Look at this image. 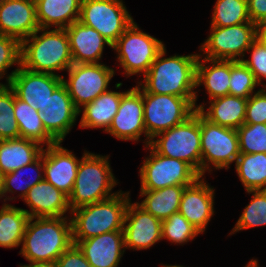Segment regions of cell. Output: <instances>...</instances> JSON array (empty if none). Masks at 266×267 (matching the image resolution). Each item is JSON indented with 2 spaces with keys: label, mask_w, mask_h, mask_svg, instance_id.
<instances>
[{
  "label": "cell",
  "mask_w": 266,
  "mask_h": 267,
  "mask_svg": "<svg viewBox=\"0 0 266 267\" xmlns=\"http://www.w3.org/2000/svg\"><path fill=\"white\" fill-rule=\"evenodd\" d=\"M164 47L161 40L144 33L134 21L112 45L127 76L143 72L145 75Z\"/></svg>",
  "instance_id": "ba28073f"
},
{
  "label": "cell",
  "mask_w": 266,
  "mask_h": 267,
  "mask_svg": "<svg viewBox=\"0 0 266 267\" xmlns=\"http://www.w3.org/2000/svg\"><path fill=\"white\" fill-rule=\"evenodd\" d=\"M252 50L250 60H241L253 73L258 85L266 78V45L256 39L247 51Z\"/></svg>",
  "instance_id": "b9f144b4"
},
{
  "label": "cell",
  "mask_w": 266,
  "mask_h": 267,
  "mask_svg": "<svg viewBox=\"0 0 266 267\" xmlns=\"http://www.w3.org/2000/svg\"><path fill=\"white\" fill-rule=\"evenodd\" d=\"M245 267H256V259L250 260L248 265H246Z\"/></svg>",
  "instance_id": "c3c4849f"
},
{
  "label": "cell",
  "mask_w": 266,
  "mask_h": 267,
  "mask_svg": "<svg viewBox=\"0 0 266 267\" xmlns=\"http://www.w3.org/2000/svg\"><path fill=\"white\" fill-rule=\"evenodd\" d=\"M39 28L35 0H4L0 4V35L21 43Z\"/></svg>",
  "instance_id": "ac0fdd59"
},
{
  "label": "cell",
  "mask_w": 266,
  "mask_h": 267,
  "mask_svg": "<svg viewBox=\"0 0 266 267\" xmlns=\"http://www.w3.org/2000/svg\"><path fill=\"white\" fill-rule=\"evenodd\" d=\"M36 219L35 221H33ZM20 254L29 262H56L72 244V223L67 217H30Z\"/></svg>",
  "instance_id": "7a4b0ae2"
},
{
  "label": "cell",
  "mask_w": 266,
  "mask_h": 267,
  "mask_svg": "<svg viewBox=\"0 0 266 267\" xmlns=\"http://www.w3.org/2000/svg\"><path fill=\"white\" fill-rule=\"evenodd\" d=\"M247 98L225 95L210 100V106L205 111L204 105H196V110L209 122L238 129L244 124Z\"/></svg>",
  "instance_id": "cb8c5ba5"
},
{
  "label": "cell",
  "mask_w": 266,
  "mask_h": 267,
  "mask_svg": "<svg viewBox=\"0 0 266 267\" xmlns=\"http://www.w3.org/2000/svg\"><path fill=\"white\" fill-rule=\"evenodd\" d=\"M245 124H266V89L250 96L246 104Z\"/></svg>",
  "instance_id": "60d3db41"
},
{
  "label": "cell",
  "mask_w": 266,
  "mask_h": 267,
  "mask_svg": "<svg viewBox=\"0 0 266 267\" xmlns=\"http://www.w3.org/2000/svg\"><path fill=\"white\" fill-rule=\"evenodd\" d=\"M200 132L201 177L206 170L211 171V164L215 169H229L240 155L237 130L211 123L200 114Z\"/></svg>",
  "instance_id": "9c48e42d"
},
{
  "label": "cell",
  "mask_w": 266,
  "mask_h": 267,
  "mask_svg": "<svg viewBox=\"0 0 266 267\" xmlns=\"http://www.w3.org/2000/svg\"><path fill=\"white\" fill-rule=\"evenodd\" d=\"M43 149L44 179L66 195L73 191L80 160L56 142Z\"/></svg>",
  "instance_id": "d6986e66"
},
{
  "label": "cell",
  "mask_w": 266,
  "mask_h": 267,
  "mask_svg": "<svg viewBox=\"0 0 266 267\" xmlns=\"http://www.w3.org/2000/svg\"><path fill=\"white\" fill-rule=\"evenodd\" d=\"M107 133L125 141H139L144 133L147 138L146 146L149 145L151 139L146 135L144 124L143 89L139 85L122 95L117 114Z\"/></svg>",
  "instance_id": "9a60e30c"
},
{
  "label": "cell",
  "mask_w": 266,
  "mask_h": 267,
  "mask_svg": "<svg viewBox=\"0 0 266 267\" xmlns=\"http://www.w3.org/2000/svg\"><path fill=\"white\" fill-rule=\"evenodd\" d=\"M92 267H118L124 253L122 230L103 233L84 240H72Z\"/></svg>",
  "instance_id": "44dd1931"
},
{
  "label": "cell",
  "mask_w": 266,
  "mask_h": 267,
  "mask_svg": "<svg viewBox=\"0 0 266 267\" xmlns=\"http://www.w3.org/2000/svg\"><path fill=\"white\" fill-rule=\"evenodd\" d=\"M14 98L15 92L9 85L0 86V140L19 137Z\"/></svg>",
  "instance_id": "e575fe53"
},
{
  "label": "cell",
  "mask_w": 266,
  "mask_h": 267,
  "mask_svg": "<svg viewBox=\"0 0 266 267\" xmlns=\"http://www.w3.org/2000/svg\"><path fill=\"white\" fill-rule=\"evenodd\" d=\"M56 263L58 267H92L76 244H72L65 250Z\"/></svg>",
  "instance_id": "7bdbcfd3"
},
{
  "label": "cell",
  "mask_w": 266,
  "mask_h": 267,
  "mask_svg": "<svg viewBox=\"0 0 266 267\" xmlns=\"http://www.w3.org/2000/svg\"><path fill=\"white\" fill-rule=\"evenodd\" d=\"M235 162L246 191L266 190V153H240Z\"/></svg>",
  "instance_id": "1f68e13d"
},
{
  "label": "cell",
  "mask_w": 266,
  "mask_h": 267,
  "mask_svg": "<svg viewBox=\"0 0 266 267\" xmlns=\"http://www.w3.org/2000/svg\"><path fill=\"white\" fill-rule=\"evenodd\" d=\"M21 43L14 37L0 35V79L14 64L20 65ZM3 75V76H2ZM5 85L1 84L0 86Z\"/></svg>",
  "instance_id": "ab89813d"
},
{
  "label": "cell",
  "mask_w": 266,
  "mask_h": 267,
  "mask_svg": "<svg viewBox=\"0 0 266 267\" xmlns=\"http://www.w3.org/2000/svg\"><path fill=\"white\" fill-rule=\"evenodd\" d=\"M15 118L19 128V137L34 140L46 146L56 141L46 132L43 122L39 118V111L26 102L19 99L16 94L14 98Z\"/></svg>",
  "instance_id": "f546056e"
},
{
  "label": "cell",
  "mask_w": 266,
  "mask_h": 267,
  "mask_svg": "<svg viewBox=\"0 0 266 267\" xmlns=\"http://www.w3.org/2000/svg\"><path fill=\"white\" fill-rule=\"evenodd\" d=\"M185 187L176 185L157 190H141L140 196H146V198L137 204L146 212L163 221L178 212Z\"/></svg>",
  "instance_id": "f1b7e54d"
},
{
  "label": "cell",
  "mask_w": 266,
  "mask_h": 267,
  "mask_svg": "<svg viewBox=\"0 0 266 267\" xmlns=\"http://www.w3.org/2000/svg\"><path fill=\"white\" fill-rule=\"evenodd\" d=\"M251 22L247 0H217L211 26L228 27Z\"/></svg>",
  "instance_id": "d6a6232c"
},
{
  "label": "cell",
  "mask_w": 266,
  "mask_h": 267,
  "mask_svg": "<svg viewBox=\"0 0 266 267\" xmlns=\"http://www.w3.org/2000/svg\"><path fill=\"white\" fill-rule=\"evenodd\" d=\"M248 14L256 25L266 19V0H247Z\"/></svg>",
  "instance_id": "ee69618b"
},
{
  "label": "cell",
  "mask_w": 266,
  "mask_h": 267,
  "mask_svg": "<svg viewBox=\"0 0 266 267\" xmlns=\"http://www.w3.org/2000/svg\"><path fill=\"white\" fill-rule=\"evenodd\" d=\"M6 80L19 99L42 112L49 96L63 82V76L34 72L19 65Z\"/></svg>",
  "instance_id": "5bb4252c"
},
{
  "label": "cell",
  "mask_w": 266,
  "mask_h": 267,
  "mask_svg": "<svg viewBox=\"0 0 266 267\" xmlns=\"http://www.w3.org/2000/svg\"><path fill=\"white\" fill-rule=\"evenodd\" d=\"M129 201V192L124 193L120 190L109 199L71 210L72 240H84L103 233L123 230Z\"/></svg>",
  "instance_id": "277c9868"
},
{
  "label": "cell",
  "mask_w": 266,
  "mask_h": 267,
  "mask_svg": "<svg viewBox=\"0 0 266 267\" xmlns=\"http://www.w3.org/2000/svg\"><path fill=\"white\" fill-rule=\"evenodd\" d=\"M198 56L196 67V87L204 84L210 100L229 95L230 60H213ZM200 60V61H199ZM206 62L211 66H206Z\"/></svg>",
  "instance_id": "83f0119b"
},
{
  "label": "cell",
  "mask_w": 266,
  "mask_h": 267,
  "mask_svg": "<svg viewBox=\"0 0 266 267\" xmlns=\"http://www.w3.org/2000/svg\"><path fill=\"white\" fill-rule=\"evenodd\" d=\"M124 93L108 90L85 104L79 127L104 128L103 130L107 132L117 114Z\"/></svg>",
  "instance_id": "4316f807"
},
{
  "label": "cell",
  "mask_w": 266,
  "mask_h": 267,
  "mask_svg": "<svg viewBox=\"0 0 266 267\" xmlns=\"http://www.w3.org/2000/svg\"><path fill=\"white\" fill-rule=\"evenodd\" d=\"M157 136L161 138L155 140ZM149 146L160 155L188 163L201 176L200 113L196 110L184 122L155 135Z\"/></svg>",
  "instance_id": "8992f818"
},
{
  "label": "cell",
  "mask_w": 266,
  "mask_h": 267,
  "mask_svg": "<svg viewBox=\"0 0 266 267\" xmlns=\"http://www.w3.org/2000/svg\"><path fill=\"white\" fill-rule=\"evenodd\" d=\"M20 60L23 68L34 72L58 75L55 71L68 70L73 59L66 29L39 28L21 42Z\"/></svg>",
  "instance_id": "3957f363"
},
{
  "label": "cell",
  "mask_w": 266,
  "mask_h": 267,
  "mask_svg": "<svg viewBox=\"0 0 266 267\" xmlns=\"http://www.w3.org/2000/svg\"><path fill=\"white\" fill-rule=\"evenodd\" d=\"M195 98L146 93L143 90L144 124L146 135H155L184 122L195 111Z\"/></svg>",
  "instance_id": "52a82bcc"
},
{
  "label": "cell",
  "mask_w": 266,
  "mask_h": 267,
  "mask_svg": "<svg viewBox=\"0 0 266 267\" xmlns=\"http://www.w3.org/2000/svg\"><path fill=\"white\" fill-rule=\"evenodd\" d=\"M162 267H183V266H179V265H162Z\"/></svg>",
  "instance_id": "681fc988"
},
{
  "label": "cell",
  "mask_w": 266,
  "mask_h": 267,
  "mask_svg": "<svg viewBox=\"0 0 266 267\" xmlns=\"http://www.w3.org/2000/svg\"><path fill=\"white\" fill-rule=\"evenodd\" d=\"M78 115L79 110L74 106L63 82L49 96L45 109L39 112V118L43 122L46 132L56 142H63Z\"/></svg>",
  "instance_id": "2e32d148"
},
{
  "label": "cell",
  "mask_w": 266,
  "mask_h": 267,
  "mask_svg": "<svg viewBox=\"0 0 266 267\" xmlns=\"http://www.w3.org/2000/svg\"><path fill=\"white\" fill-rule=\"evenodd\" d=\"M229 95L249 98L258 86L250 69L242 61L230 60Z\"/></svg>",
  "instance_id": "74e56055"
},
{
  "label": "cell",
  "mask_w": 266,
  "mask_h": 267,
  "mask_svg": "<svg viewBox=\"0 0 266 267\" xmlns=\"http://www.w3.org/2000/svg\"><path fill=\"white\" fill-rule=\"evenodd\" d=\"M164 47L144 75V83L139 86L152 94L174 95L184 98H195L196 109V67L199 54L187 56L174 55L164 58Z\"/></svg>",
  "instance_id": "6da1fadb"
},
{
  "label": "cell",
  "mask_w": 266,
  "mask_h": 267,
  "mask_svg": "<svg viewBox=\"0 0 266 267\" xmlns=\"http://www.w3.org/2000/svg\"><path fill=\"white\" fill-rule=\"evenodd\" d=\"M247 193H253V198L245 207L230 235L240 230L266 225V190Z\"/></svg>",
  "instance_id": "d590c367"
},
{
  "label": "cell",
  "mask_w": 266,
  "mask_h": 267,
  "mask_svg": "<svg viewBox=\"0 0 266 267\" xmlns=\"http://www.w3.org/2000/svg\"><path fill=\"white\" fill-rule=\"evenodd\" d=\"M28 169L29 170L33 169L34 171L36 170L35 171L37 172L35 175L36 177H34V179L30 178L31 179L30 180L29 179L30 175H29L28 177H26V179L28 180L26 182H23L22 184L21 178L24 177V174L26 173V171H28ZM41 172H43V150L41 155L32 163L25 165L19 169H16L13 172L4 174L2 197L5 196L7 192L14 193L13 188H16V190L21 191L19 196L22 197V199H24V197L28 193V190L44 179V175H41L42 174Z\"/></svg>",
  "instance_id": "836d02e7"
},
{
  "label": "cell",
  "mask_w": 266,
  "mask_h": 267,
  "mask_svg": "<svg viewBox=\"0 0 266 267\" xmlns=\"http://www.w3.org/2000/svg\"><path fill=\"white\" fill-rule=\"evenodd\" d=\"M108 156L85 152L80 160L69 206L73 210L116 195L110 193L117 184L108 161Z\"/></svg>",
  "instance_id": "5b68a950"
},
{
  "label": "cell",
  "mask_w": 266,
  "mask_h": 267,
  "mask_svg": "<svg viewBox=\"0 0 266 267\" xmlns=\"http://www.w3.org/2000/svg\"><path fill=\"white\" fill-rule=\"evenodd\" d=\"M29 218L24 209L3 204L0 209V247L13 248L21 245Z\"/></svg>",
  "instance_id": "4dcf8cb0"
},
{
  "label": "cell",
  "mask_w": 266,
  "mask_h": 267,
  "mask_svg": "<svg viewBox=\"0 0 266 267\" xmlns=\"http://www.w3.org/2000/svg\"><path fill=\"white\" fill-rule=\"evenodd\" d=\"M129 201L124 218L125 249H147L162 240V221L146 212L137 202ZM127 224V225H126Z\"/></svg>",
  "instance_id": "e0dca14e"
},
{
  "label": "cell",
  "mask_w": 266,
  "mask_h": 267,
  "mask_svg": "<svg viewBox=\"0 0 266 267\" xmlns=\"http://www.w3.org/2000/svg\"><path fill=\"white\" fill-rule=\"evenodd\" d=\"M213 198V188L199 177L193 184L185 187L178 212L203 233L214 214Z\"/></svg>",
  "instance_id": "ffe728a7"
},
{
  "label": "cell",
  "mask_w": 266,
  "mask_h": 267,
  "mask_svg": "<svg viewBox=\"0 0 266 267\" xmlns=\"http://www.w3.org/2000/svg\"><path fill=\"white\" fill-rule=\"evenodd\" d=\"M162 239L172 243H185L201 234L180 212L172 214L162 221Z\"/></svg>",
  "instance_id": "8d00e7d4"
},
{
  "label": "cell",
  "mask_w": 266,
  "mask_h": 267,
  "mask_svg": "<svg viewBox=\"0 0 266 267\" xmlns=\"http://www.w3.org/2000/svg\"><path fill=\"white\" fill-rule=\"evenodd\" d=\"M240 153H266V124H243L237 129Z\"/></svg>",
  "instance_id": "f35d334b"
},
{
  "label": "cell",
  "mask_w": 266,
  "mask_h": 267,
  "mask_svg": "<svg viewBox=\"0 0 266 267\" xmlns=\"http://www.w3.org/2000/svg\"><path fill=\"white\" fill-rule=\"evenodd\" d=\"M20 267H58L56 262H30L29 265H22Z\"/></svg>",
  "instance_id": "bcb514c9"
},
{
  "label": "cell",
  "mask_w": 266,
  "mask_h": 267,
  "mask_svg": "<svg viewBox=\"0 0 266 267\" xmlns=\"http://www.w3.org/2000/svg\"><path fill=\"white\" fill-rule=\"evenodd\" d=\"M73 63H99L105 44L111 43L92 27L79 20L66 28Z\"/></svg>",
  "instance_id": "603a6c76"
},
{
  "label": "cell",
  "mask_w": 266,
  "mask_h": 267,
  "mask_svg": "<svg viewBox=\"0 0 266 267\" xmlns=\"http://www.w3.org/2000/svg\"><path fill=\"white\" fill-rule=\"evenodd\" d=\"M4 174L0 170V199L2 198Z\"/></svg>",
  "instance_id": "7dc6e473"
},
{
  "label": "cell",
  "mask_w": 266,
  "mask_h": 267,
  "mask_svg": "<svg viewBox=\"0 0 266 267\" xmlns=\"http://www.w3.org/2000/svg\"><path fill=\"white\" fill-rule=\"evenodd\" d=\"M40 145L22 137L0 140L1 172L7 174L35 161L43 150Z\"/></svg>",
  "instance_id": "484cf974"
},
{
  "label": "cell",
  "mask_w": 266,
  "mask_h": 267,
  "mask_svg": "<svg viewBox=\"0 0 266 267\" xmlns=\"http://www.w3.org/2000/svg\"><path fill=\"white\" fill-rule=\"evenodd\" d=\"M79 21L113 45L134 20L122 0H82Z\"/></svg>",
  "instance_id": "8fae6325"
},
{
  "label": "cell",
  "mask_w": 266,
  "mask_h": 267,
  "mask_svg": "<svg viewBox=\"0 0 266 267\" xmlns=\"http://www.w3.org/2000/svg\"><path fill=\"white\" fill-rule=\"evenodd\" d=\"M150 155L139 170L140 190H157L165 187L193 184L201 177L188 163L156 153L149 145Z\"/></svg>",
  "instance_id": "30bf717a"
},
{
  "label": "cell",
  "mask_w": 266,
  "mask_h": 267,
  "mask_svg": "<svg viewBox=\"0 0 266 267\" xmlns=\"http://www.w3.org/2000/svg\"><path fill=\"white\" fill-rule=\"evenodd\" d=\"M40 28L66 29L80 18L82 0H35Z\"/></svg>",
  "instance_id": "d4e9b609"
},
{
  "label": "cell",
  "mask_w": 266,
  "mask_h": 267,
  "mask_svg": "<svg viewBox=\"0 0 266 267\" xmlns=\"http://www.w3.org/2000/svg\"><path fill=\"white\" fill-rule=\"evenodd\" d=\"M31 211L29 217H63L70 210L69 196L43 179L28 190L23 199Z\"/></svg>",
  "instance_id": "7402d4cb"
},
{
  "label": "cell",
  "mask_w": 266,
  "mask_h": 267,
  "mask_svg": "<svg viewBox=\"0 0 266 267\" xmlns=\"http://www.w3.org/2000/svg\"><path fill=\"white\" fill-rule=\"evenodd\" d=\"M67 71L69 79L65 80L63 77V83L79 113L80 106L108 91V83L114 76L113 68L101 63H73Z\"/></svg>",
  "instance_id": "4fadbf2b"
},
{
  "label": "cell",
  "mask_w": 266,
  "mask_h": 267,
  "mask_svg": "<svg viewBox=\"0 0 266 267\" xmlns=\"http://www.w3.org/2000/svg\"><path fill=\"white\" fill-rule=\"evenodd\" d=\"M256 39L257 26L253 22L228 27L211 26V34L200 46V50L207 59L241 61Z\"/></svg>",
  "instance_id": "7c38bea8"
},
{
  "label": "cell",
  "mask_w": 266,
  "mask_h": 267,
  "mask_svg": "<svg viewBox=\"0 0 266 267\" xmlns=\"http://www.w3.org/2000/svg\"><path fill=\"white\" fill-rule=\"evenodd\" d=\"M256 26L257 39H259L264 45H266V19L258 23Z\"/></svg>",
  "instance_id": "f6af8a7d"
}]
</instances>
